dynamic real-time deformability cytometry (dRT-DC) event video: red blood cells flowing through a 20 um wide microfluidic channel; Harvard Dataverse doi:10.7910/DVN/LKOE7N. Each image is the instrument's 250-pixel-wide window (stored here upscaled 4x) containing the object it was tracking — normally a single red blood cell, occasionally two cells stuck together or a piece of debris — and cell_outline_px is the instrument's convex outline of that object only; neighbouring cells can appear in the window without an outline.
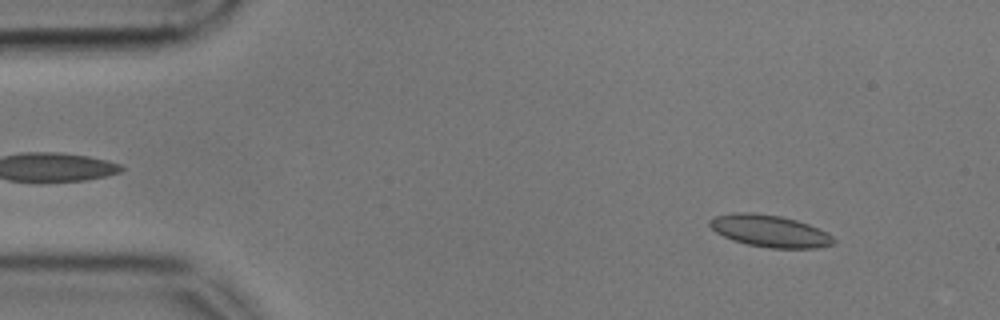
{"species": "common noctule bat (a hibernating species)", "species_latin": "Nyctalus noctula", "temperature_condition": "cold", "stored_images_in_passage": 54, "camera_frame_rate_fps": 3000, "um_per_image_px": 0.085, "animal": {"sex": "male", "body_mass_g": 17.9, "forearm_length_mm": 54.2}, "frame": {"image": 1, "passage_image": 5, "time_ms": 1.333, "image_size_px": [1000, 320], "cell_outline_px": [[836, 240], [832, 244], [816, 248], [768, 248], [748, 244], [732, 240], [716, 232], [708, 224], [708, 220], [716, 216], [732, 212], [752, 212], [780, 216], [796, 220], [808, 224], [828, 232]], "centroid_in_image_um": [65.42, 19.63], "position_along_channel_um": 19.6, "area_um2": 23.12}}
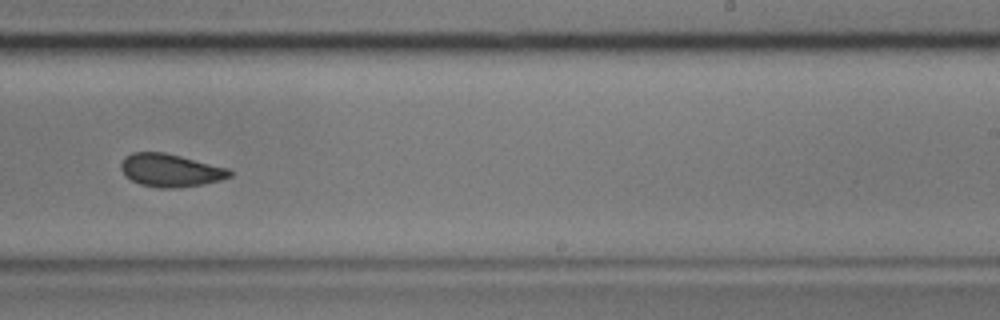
{"frame": {"image": 2, "passage_image": 33, "time_ms": 10.667, "image_size_px": [1000, 320], "cell_outline_px": [[232, 176], [220, 180], [180, 188], [160, 188], [140, 184], [132, 180], [120, 168], [120, 164], [124, 156], [132, 152], [164, 152], [228, 168], [232, 172]], "centroid_in_image_um": [14.47, 14.47], "position_along_channel_um": 274.5, "area_um2": 20.69}}
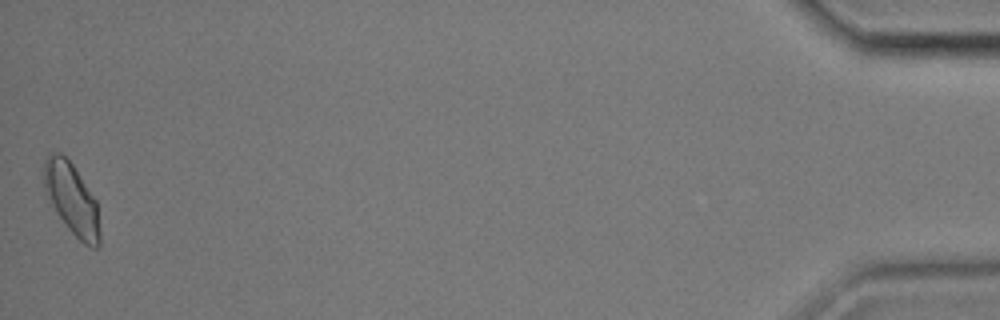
{"frame": {"image": 3, "passage_image": 54, "time_ms": 17.667, "image_size_px": [1000, 320], "cell_outline_px": [[100, 244], [96, 248], [92, 248], [84, 244], [68, 228], [56, 212], [44, 188], [40, 172], [44, 160], [48, 152], [60, 152], [72, 164], [96, 200], [100, 232]], "centroid_in_image_um": [6.06, 16.87], "position_along_channel_um": 429.1, "area_um2": 23.41}, "authors_computed_cell_mechanics": {"area_um2": 21.5883, "velocity_mm_per_s": 3.5692, "shape_relaxation_time_tau1_ms": null, "shape_relaxation_time_tau2_ms": 1.8644, "deformation_change_tau1": null, "deformation_change_tau2": 0.0728}}